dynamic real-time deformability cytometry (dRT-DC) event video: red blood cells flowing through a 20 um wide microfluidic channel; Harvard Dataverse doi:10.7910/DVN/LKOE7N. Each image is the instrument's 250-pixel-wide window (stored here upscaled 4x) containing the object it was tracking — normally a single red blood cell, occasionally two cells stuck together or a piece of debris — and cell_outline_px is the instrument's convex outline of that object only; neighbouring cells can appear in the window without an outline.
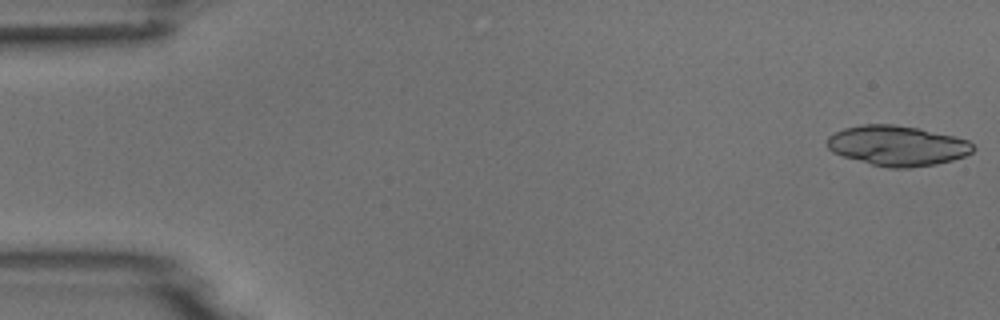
{"species": "common noctule bat (a hibernating species)", "species_latin": "Nyctalus noctula", "temperature_condition": "room temperature", "stored_images_in_passage": 4, "camera_frame_rate_fps": 3000, "um_per_image_px": 0.085, "animal": {"sex": "male", "body_mass_g": 18.8}, "frame": {"image": 1, "passage_image": 1, "time_ms": 0.0, "image_size_px": [1000, 320], "cell_outline_px": [[976, 148], [972, 152], [964, 156], [952, 160], [936, 164], [908, 168], [888, 168], [872, 164], [844, 156], [832, 152], [828, 148], [828, 136], [844, 128], [864, 124], [892, 124], [920, 128], [968, 140]], "centroid_in_image_um": [76.29, 12.38], "position_along_channel_um": 8.7, "area_um2": 33.93}}